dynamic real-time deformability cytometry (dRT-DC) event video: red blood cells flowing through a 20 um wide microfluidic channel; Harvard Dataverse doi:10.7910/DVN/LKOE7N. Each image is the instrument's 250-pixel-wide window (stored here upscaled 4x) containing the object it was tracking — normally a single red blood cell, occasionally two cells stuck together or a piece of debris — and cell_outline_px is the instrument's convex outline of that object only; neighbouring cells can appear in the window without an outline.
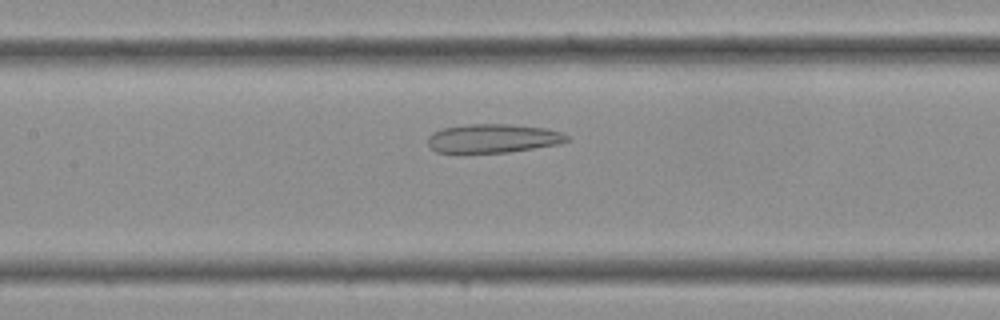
{"species": "Egyptian fruit bat (a non-hibernating species)", "species_latin": "Rousettus aegyptiacus", "temperature_condition": "cold", "stored_images_in_passage": 25, "camera_frame_rate_fps": 3000, "um_per_image_px": 0.085, "frame": {"image": 1, "passage_image": 6, "time_ms": 1.667, "image_size_px": [1000, 320], "cell_outline_px": [[568, 140], [560, 144], [508, 152], [436, 152], [428, 144], [428, 136], [432, 132], [444, 128], [468, 124], [512, 124], [544, 128], [564, 132], [568, 136]], "centroid_in_image_um": [41.93, 11.75], "position_along_channel_um": 165.5, "area_um2": 23.24}}
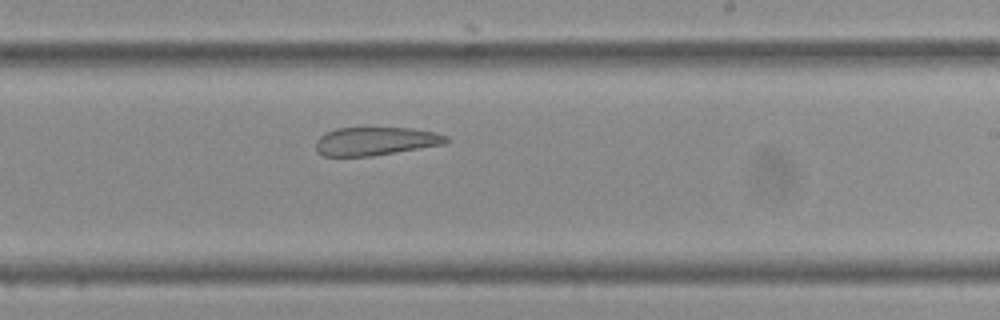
{"frame": {"image": 2, "passage_image": 11, "time_ms": 3.333, "image_size_px": [1000, 320], "cell_outline_px": [[448, 140], [444, 144], [372, 156], [324, 156], [316, 152], [316, 140], [320, 136], [336, 128], [412, 128], [436, 132], [448, 136]], "centroid_in_image_um": [31.92, 12.0], "position_along_channel_um": 257.1, "area_um2": 21.44}}
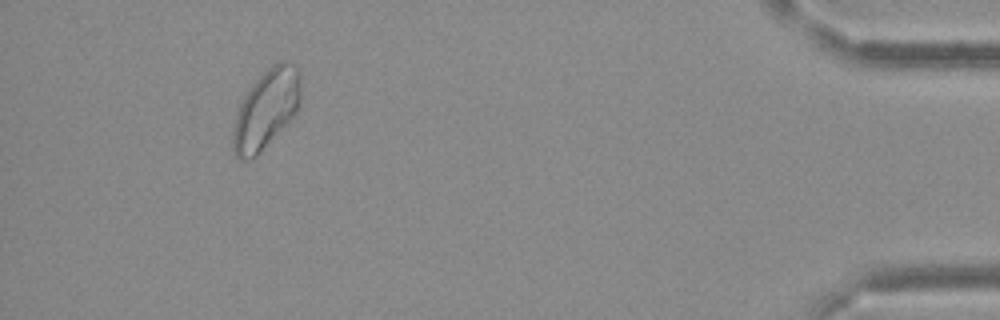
{"frame": {"image": 3, "passage_image": 23, "time_ms": 7.333, "image_size_px": [1000, 320], "cell_outline_px": [[300, 108], [260, 152], [252, 160], [240, 160], [236, 156], [232, 148], [232, 132], [236, 116], [240, 104], [244, 96], [252, 84], [272, 64], [280, 60], [288, 60], [296, 64], [300, 68]], "centroid_in_image_um": [22.64, 9.25], "position_along_channel_um": 412.6, "area_um2": 31.33}}